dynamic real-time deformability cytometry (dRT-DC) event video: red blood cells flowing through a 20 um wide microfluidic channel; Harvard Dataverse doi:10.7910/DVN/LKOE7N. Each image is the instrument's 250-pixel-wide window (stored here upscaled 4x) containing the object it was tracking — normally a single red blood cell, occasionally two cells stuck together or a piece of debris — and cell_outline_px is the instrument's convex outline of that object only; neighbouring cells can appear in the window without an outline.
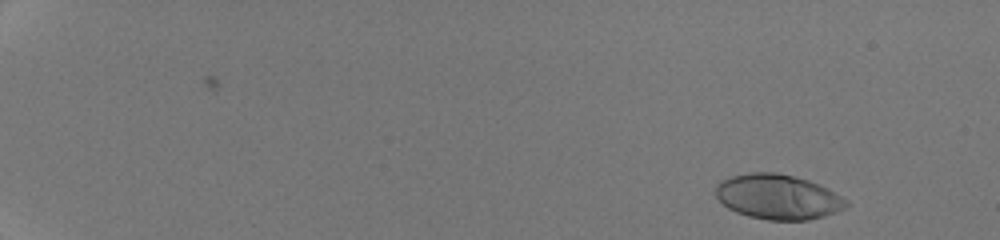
{"species": "human", "species_latin": "Homo sapiens", "temperature_condition": "room temperature", "stored_images_in_passage": 49, "camera_frame_rate_fps": 3000, "um_per_image_px": 0.085, "donor": {"sex": "male"}, "frame": {"image": 1, "passage_image": 3, "time_ms": 0.667, "image_size_px": [1000, 240], "cell_outline_px": [[848, 204], [844, 208], [836, 212], [824, 216], [808, 220], [768, 220], [748, 216], [736, 212], [728, 208], [716, 196], [716, 184], [720, 180], [732, 176], [748, 172], [776, 172], [808, 180], [828, 188], [848, 200]], "centroid_in_image_um": [66.12, 16.73], "position_along_channel_um": 18.9, "area_um2": 34.22}}
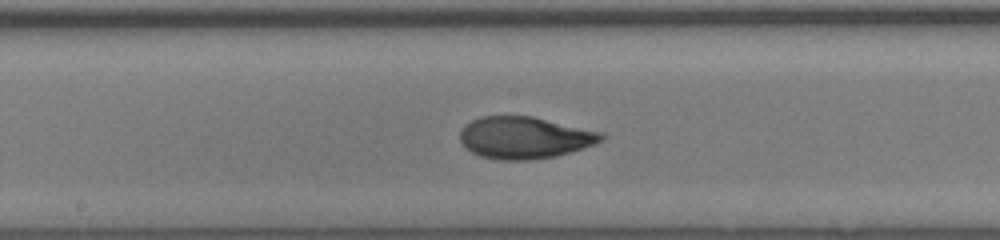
{"frame": {"image": 2, "passage_image": 29, "time_ms": 9.333, "image_size_px": [1000, 240], "cell_outline_px": [[604, 140], [596, 144], [556, 156], [532, 160], [500, 160], [480, 156], [472, 152], [460, 140], [460, 132], [464, 124], [480, 116], [532, 116], [604, 132]], "centroid_in_image_um": [44.61, 11.69], "position_along_channel_um": 203.6, "area_um2": 34.68}}
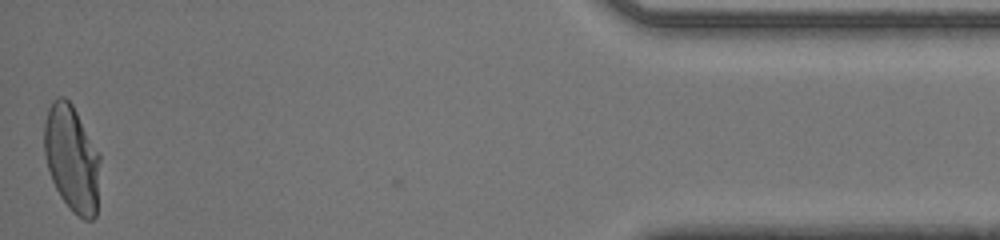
{"frame": {"image": 3, "passage_image": 49, "time_ms": 16.0, "image_size_px": [1000, 240], "cell_outline_px": [[100, 160], [96, 216], [92, 220], [84, 220], [72, 212], [60, 196], [52, 180], [48, 168], [44, 152], [44, 120], [48, 108], [52, 100], [56, 96], [64, 96], [72, 104], [100, 152]], "centroid_in_image_um": [6.11, 13.45], "position_along_channel_um": 429.1, "area_um2": 35.03}, "authors_computed_cell_mechanics": {"area_um2": 33.9286, "velocity_mm_per_s": 4.311, "shape_relaxation_time_tau1_ms": 4.6311, "shape_relaxation_time_tau2_ms": null, "deformation_change_tau1": 0.229, "deformation_change_tau2": null}}